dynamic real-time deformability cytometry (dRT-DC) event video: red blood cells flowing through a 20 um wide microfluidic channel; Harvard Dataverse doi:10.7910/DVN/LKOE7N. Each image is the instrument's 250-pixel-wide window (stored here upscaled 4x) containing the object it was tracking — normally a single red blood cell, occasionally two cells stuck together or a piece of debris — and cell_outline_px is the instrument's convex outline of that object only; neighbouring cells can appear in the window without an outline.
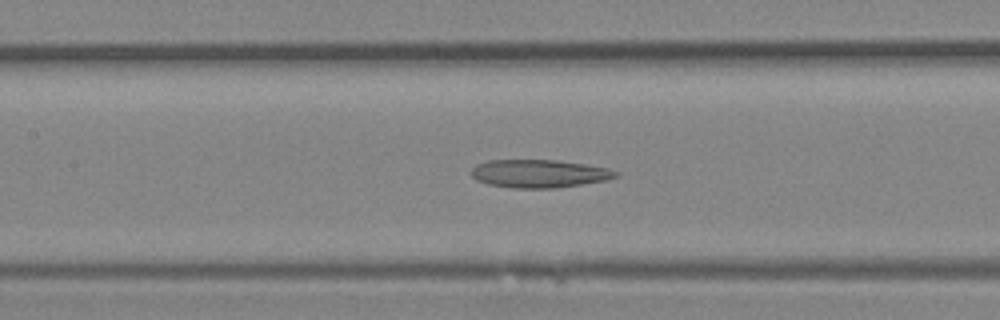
{"species": "Egyptian fruit bat (a non-hibernating species)", "species_latin": "Rousettus aegyptiacus", "temperature_condition": "room temperature", "stored_images_in_passage": 24, "camera_frame_rate_fps": 3000, "um_per_image_px": 0.085, "animal": {"sex": "female"}, "frame": {"image": 1, "passage_image": 6, "time_ms": 1.667, "image_size_px": [1000, 320], "cell_outline_px": [[620, 176], [608, 180], [556, 188], [512, 188], [488, 184], [476, 180], [472, 176], [472, 168], [476, 164], [488, 160], [556, 160], [584, 164], [608, 168], [620, 172]], "centroid_in_image_um": [45.86, 14.76], "position_along_channel_um": 161.5, "area_um2": 23.76}}
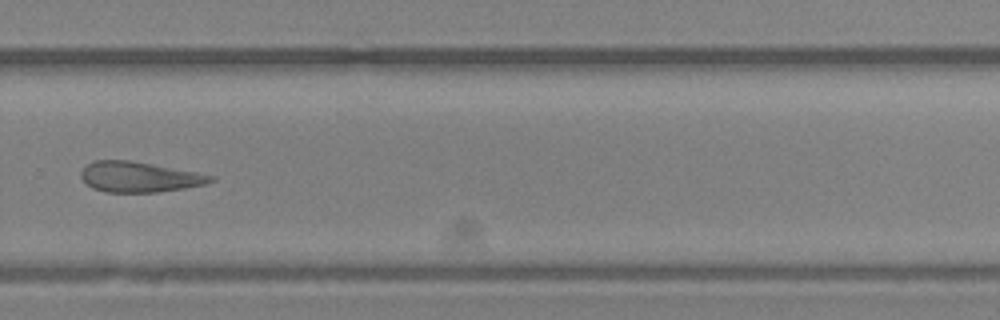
{"frame": {"image": 2, "passage_image": 14, "time_ms": 4.333, "image_size_px": [1000, 320], "cell_outline_px": [[216, 180], [204, 184], [184, 188], [160, 192], [104, 192], [92, 188], [80, 176], [80, 172], [92, 160], [132, 160], [196, 172], [216, 176]], "centroid_in_image_um": [11.84, 15.04], "position_along_channel_um": 318.0, "area_um2": 23.0}}
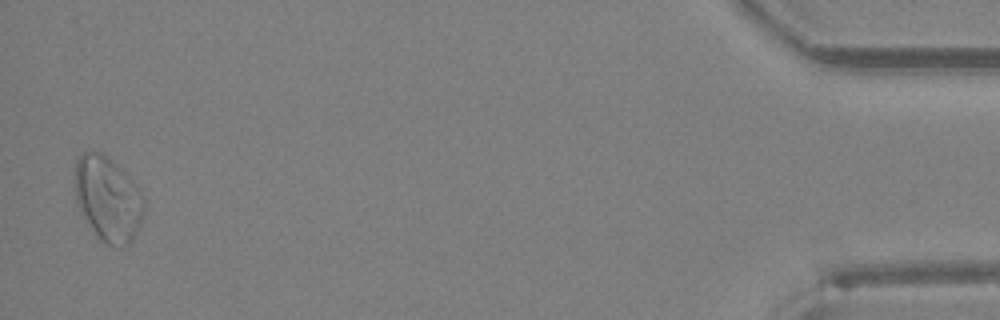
{"frame": {"image": 3, "passage_image": 24, "time_ms": 7.667, "image_size_px": [1000, 320], "cell_outline_px": [[144, 208], [136, 232], [132, 240], [128, 244], [120, 248], [104, 244], [96, 236], [80, 212], [76, 204], [76, 160], [84, 152], [104, 152], [132, 180], [140, 192], [144, 200]], "centroid_in_image_um": [9.16, 16.93], "position_along_channel_um": 426.0, "area_um2": 33.99}}